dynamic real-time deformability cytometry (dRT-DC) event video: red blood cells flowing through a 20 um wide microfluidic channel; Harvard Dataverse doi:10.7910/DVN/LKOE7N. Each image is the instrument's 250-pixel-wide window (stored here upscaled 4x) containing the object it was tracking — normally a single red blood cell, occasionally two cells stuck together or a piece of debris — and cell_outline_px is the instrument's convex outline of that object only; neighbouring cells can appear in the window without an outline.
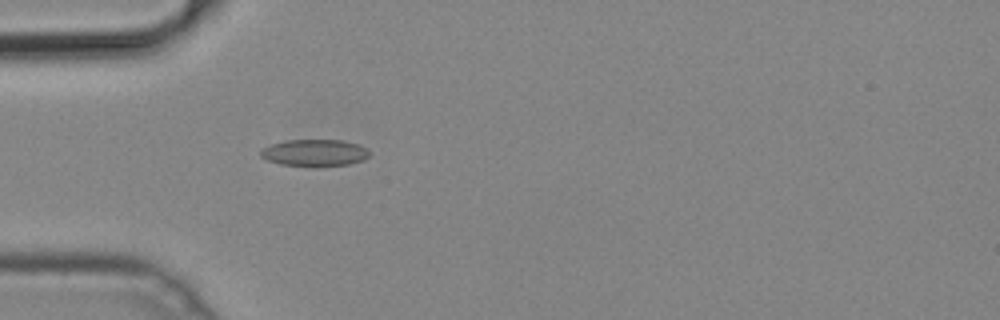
{"species": "common noctule bat (a hibernating species)", "species_latin": "Nyctalus noctula", "temperature_condition": "cold", "stored_images_in_passage": 22, "camera_frame_rate_fps": 3000, "um_per_image_px": 0.085, "animal": {"sex": "male", "body_mass_g": 19.2, "forearm_length_mm": 51.8}, "frame": {"image": 1, "passage_image": 1, "time_ms": 0.0, "image_size_px": [1000, 320], "cell_outline_px": [[368, 156], [364, 160], [348, 164], [316, 168], [280, 164], [268, 160], [260, 156], [260, 152], [264, 148], [272, 144], [288, 140], [344, 140], [360, 144], [368, 148]], "centroid_in_image_um": [26.78, 13.0], "position_along_channel_um": 58.2, "area_um2": 17.34}}
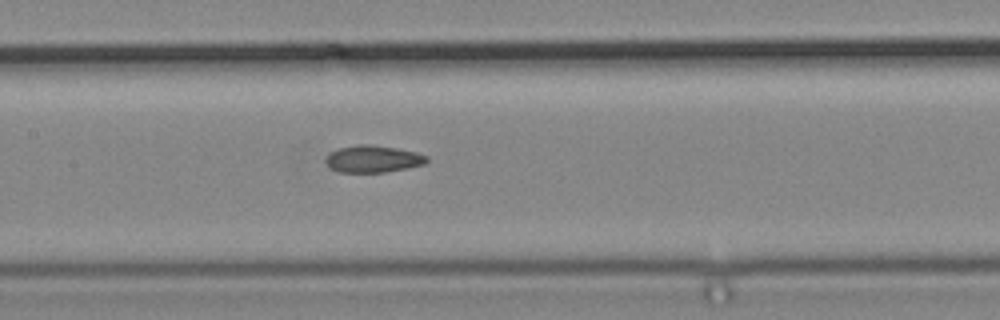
{"frame": {"image": 2, "passage_image": 10, "time_ms": 3.0, "image_size_px": [1000, 320], "cell_outline_px": [[428, 160], [424, 164], [408, 168], [384, 172], [340, 172], [332, 168], [324, 160], [332, 152], [340, 148], [356, 144], [368, 144], [396, 148], [416, 152], [428, 156]], "centroid_in_image_um": [31.74, 13.51], "position_along_channel_um": 175.7, "area_um2": 15.72}}
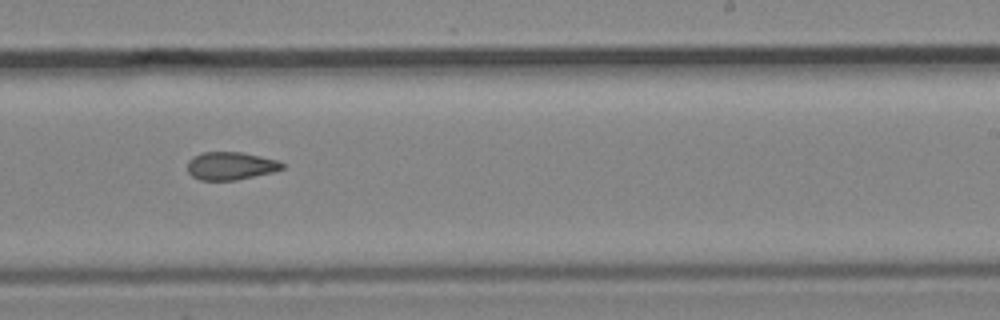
{"frame": {"image": 3, "passage_image": 17, "time_ms": 5.333, "image_size_px": [1000, 320], "cell_outline_px": [[284, 168], [272, 172], [236, 180], [200, 180], [192, 176], [188, 172], [188, 160], [192, 156], [204, 152], [240, 152], [260, 156], [276, 160], [284, 164]], "centroid_in_image_um": [19.58, 14.1], "position_along_channel_um": 269.4, "area_um2": 15.32}}